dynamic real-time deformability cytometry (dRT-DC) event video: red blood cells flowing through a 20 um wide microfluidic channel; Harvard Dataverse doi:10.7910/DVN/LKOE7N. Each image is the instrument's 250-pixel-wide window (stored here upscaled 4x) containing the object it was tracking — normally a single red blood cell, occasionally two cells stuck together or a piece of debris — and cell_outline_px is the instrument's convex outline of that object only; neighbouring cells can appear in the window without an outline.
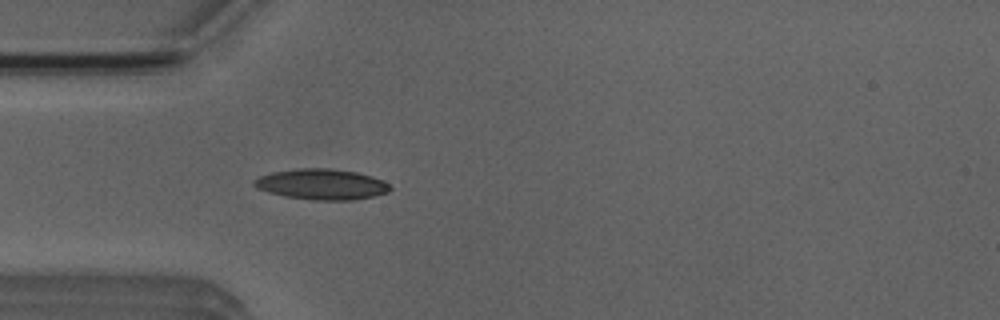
{"species": "Egyptian fruit bat (a non-hibernating species)", "species_latin": "Rousettus aegyptiacus", "temperature_condition": "room temperature", "stored_images_in_passage": 4, "camera_frame_rate_fps": 3000, "um_per_image_px": 0.085, "animal": {"sex": "male"}, "frame": {"image": 1, "passage_image": 4, "time_ms": 3.333, "image_size_px": [1000, 320], "cell_outline_px": [[392, 188], [388, 192], [372, 196], [352, 200], [312, 200], [284, 196], [268, 192], [256, 188], [252, 184], [252, 180], [260, 176], [272, 172], [300, 168], [332, 168], [356, 172], [372, 176], [388, 184]], "centroid_in_image_um": [27.3, 15.66], "position_along_channel_um": 57.7, "area_um2": 24.28}}